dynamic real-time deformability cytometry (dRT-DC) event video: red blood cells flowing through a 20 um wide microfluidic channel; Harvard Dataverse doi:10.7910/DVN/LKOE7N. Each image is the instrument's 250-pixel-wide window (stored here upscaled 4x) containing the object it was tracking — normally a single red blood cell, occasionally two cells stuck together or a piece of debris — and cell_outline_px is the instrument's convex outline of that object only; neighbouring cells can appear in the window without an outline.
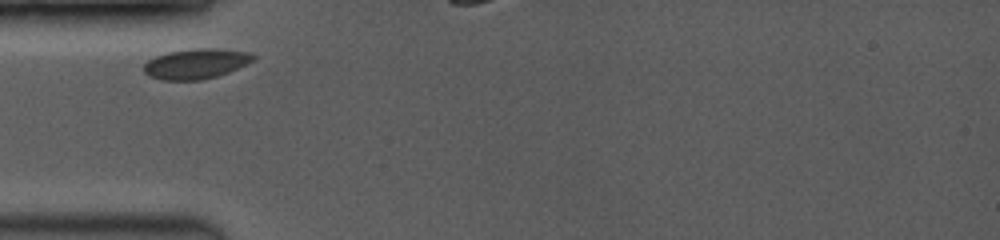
{"species": "common noctule bat (a hibernating species)", "species_latin": "Nyctalus noctula", "temperature_condition": "room temperature", "stored_images_in_passage": 4, "camera_frame_rate_fps": 3500, "um_per_image_px": 0.085, "animal": {"sex": "female", "body_mass_g": 19.0, "forearm_length_mm": 53.3}, "frame": {"image": 1, "passage_image": 1, "time_ms": 0.0, "image_size_px": [1000, 240], "cell_outline_px": [[256, 60], [228, 72], [216, 76], [200, 80], [160, 80], [148, 76], [144, 72], [144, 64], [148, 60], [156, 56], [168, 52], [196, 48], [216, 48], [252, 52], [256, 56]], "centroid_in_image_um": [16.68, 5.41], "position_along_channel_um": 68.3, "area_um2": 19.36}}